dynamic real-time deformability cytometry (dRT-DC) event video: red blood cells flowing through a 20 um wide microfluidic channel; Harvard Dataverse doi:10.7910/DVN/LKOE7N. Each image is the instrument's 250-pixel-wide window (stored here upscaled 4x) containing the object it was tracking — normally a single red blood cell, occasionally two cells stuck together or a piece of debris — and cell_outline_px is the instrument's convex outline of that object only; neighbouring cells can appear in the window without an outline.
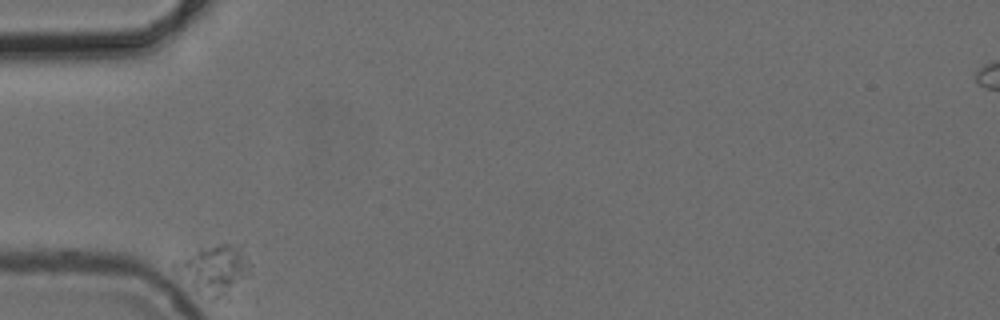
{"species": "common noctule bat (a hibernating species)", "species_latin": "Nyctalus noctula", "temperature_condition": "cold", "stored_images_in_passage": 3, "camera_frame_rate_fps": 3000, "um_per_image_px": 0.085, "animal": {"sex": "female", "body_mass_g": 24.6, "forearm_length_mm": 56.2}, "frame": {"image": 1, "passage_image": 1, "time_ms": 0.0, "image_size_px": [1000, 320], "cell_outline_px": [[244, 272], [228, 300], [208, 300], [172, 268], [172, 264], [176, 260], [200, 248], [216, 244], [232, 244], [240, 248], [244, 268]], "centroid_in_image_um": [18.06, 22.97], "position_along_channel_um": 66.9, "area_um2": 20.35}}
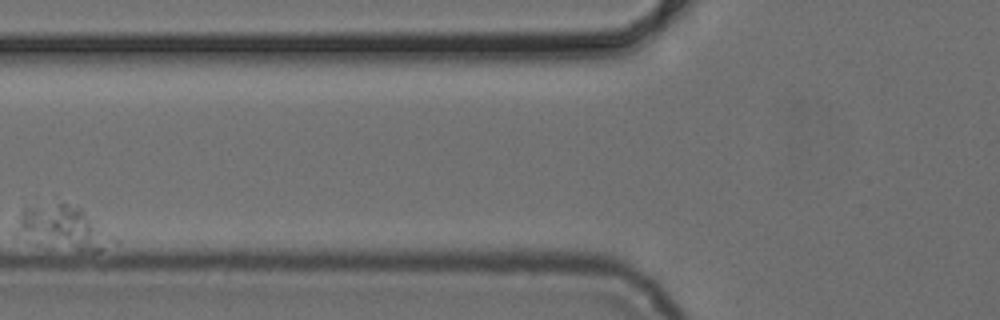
{"frame": {"image": 2, "passage_image": 3, "time_ms": 2.333, "image_size_px": [1000, 320], "cell_outline_px": [[120, 244], [96, 252], [80, 252], [36, 244], [12, 236], [12, 232], [24, 208], [36, 196], [80, 208], [120, 240]], "centroid_in_image_um": [5.28, 19.34], "position_along_channel_um": 120.5, "area_um2": 27.05}}